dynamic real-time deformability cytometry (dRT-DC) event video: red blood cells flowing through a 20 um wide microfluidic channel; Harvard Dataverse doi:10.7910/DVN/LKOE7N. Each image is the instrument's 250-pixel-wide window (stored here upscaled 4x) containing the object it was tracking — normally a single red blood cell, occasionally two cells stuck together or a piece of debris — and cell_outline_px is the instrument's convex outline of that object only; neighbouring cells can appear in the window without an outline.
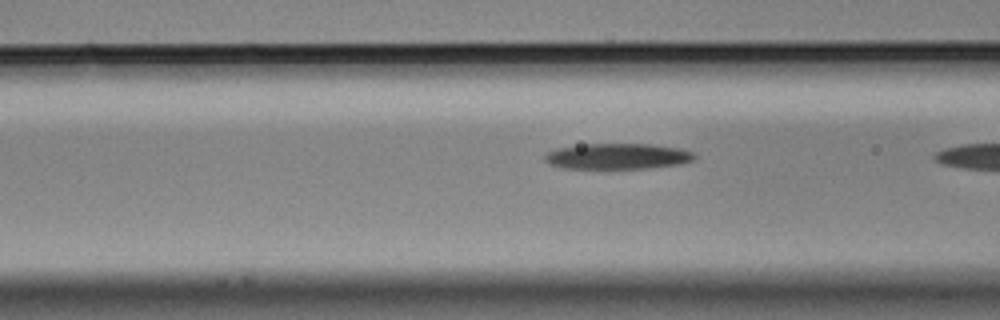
{"species": "Egyptian fruit bat (a non-hibernating species)", "species_latin": "Rousettus aegyptiacus", "temperature_condition": "cold", "stored_images_in_passage": 14, "camera_frame_rate_fps": 3000, "um_per_image_px": 0.085, "animal": {"sex": "male"}, "frame": {"image": 1, "passage_image": 13, "time_ms": 4.0, "image_size_px": [1000, 320], "cell_outline_px": [[696, 156], [692, 160], [680, 164], [648, 168], [560, 168], [548, 164], [544, 160], [544, 156], [548, 152], [556, 148], [584, 144], [648, 144], [676, 148], [692, 152]], "centroid_in_image_um": [52.42, 13.29], "position_along_channel_um": 114.2, "area_um2": 22.31}}